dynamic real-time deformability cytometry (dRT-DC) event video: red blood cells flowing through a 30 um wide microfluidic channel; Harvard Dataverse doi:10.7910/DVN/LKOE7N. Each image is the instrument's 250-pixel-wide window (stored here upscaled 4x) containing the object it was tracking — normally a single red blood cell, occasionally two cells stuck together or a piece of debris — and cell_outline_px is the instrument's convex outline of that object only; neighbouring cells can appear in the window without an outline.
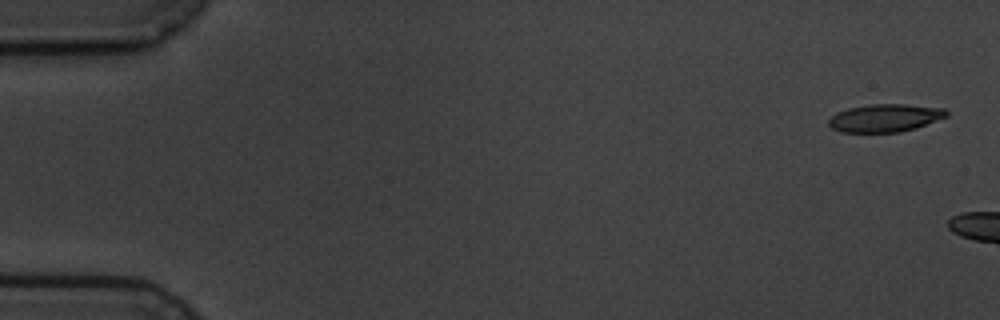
{"species": "common noctule bat (a hibernating species)", "species_latin": "Nyctalus noctula", "temperature_condition": "cold", "stored_images_in_passage": 3, "camera_frame_rate_fps": 3000, "um_per_image_px": 0.085, "animal": {"sex": "male", "body_mass_g": 19.5, "forearm_length_mm": 54.6}, "frame": {"image": 1, "passage_image": 1, "time_ms": 0.0, "image_size_px": [1000, 320], "cell_outline_px": [[948, 116], [916, 128], [900, 132], [840, 132], [832, 128], [828, 124], [828, 120], [836, 112], [848, 108], [868, 104], [904, 104], [944, 108], [948, 112]], "centroid_in_image_um": [75.22, 10.02], "position_along_channel_um": 9.8, "area_um2": 19.19}}